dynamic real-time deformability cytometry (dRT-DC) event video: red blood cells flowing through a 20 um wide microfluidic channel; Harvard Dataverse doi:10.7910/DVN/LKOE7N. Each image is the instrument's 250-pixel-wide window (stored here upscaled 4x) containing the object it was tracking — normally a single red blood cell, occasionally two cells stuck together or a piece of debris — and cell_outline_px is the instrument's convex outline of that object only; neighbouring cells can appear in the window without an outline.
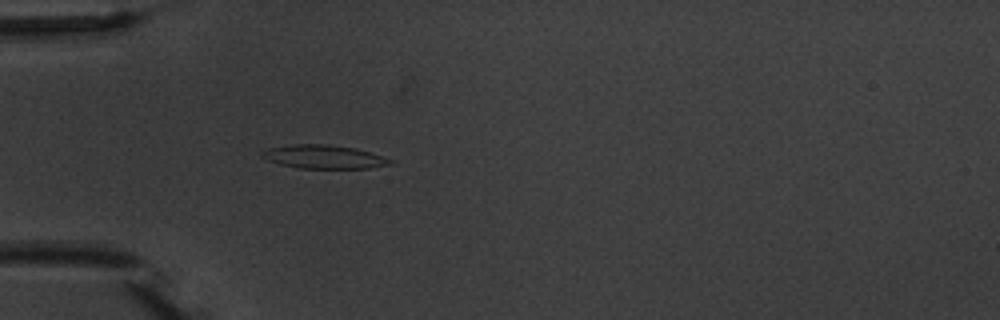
{"species": "common noctule bat (a hibernating species)", "species_latin": "Nyctalus noctula", "temperature_condition": "warm", "stored_images_in_passage": 5, "camera_frame_rate_fps": 3000, "um_per_image_px": 0.085, "animal": {"sex": "male", "body_mass_g": 20.1, "forearm_length_mm": 53.5}, "frame": {"image": 1, "passage_image": 5, "time_ms": 4.667, "image_size_px": [1000, 320], "cell_outline_px": [[396, 164], [368, 168], [296, 168], [280, 164], [268, 160], [260, 156], [260, 152], [268, 148], [292, 144], [328, 144], [356, 148], [392, 160]], "centroid_in_image_um": [27.5, 13.33], "position_along_channel_um": 57.5, "area_um2": 17.63}}